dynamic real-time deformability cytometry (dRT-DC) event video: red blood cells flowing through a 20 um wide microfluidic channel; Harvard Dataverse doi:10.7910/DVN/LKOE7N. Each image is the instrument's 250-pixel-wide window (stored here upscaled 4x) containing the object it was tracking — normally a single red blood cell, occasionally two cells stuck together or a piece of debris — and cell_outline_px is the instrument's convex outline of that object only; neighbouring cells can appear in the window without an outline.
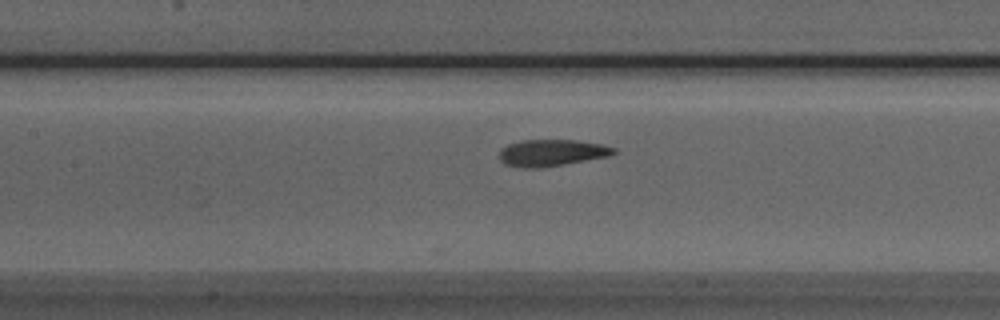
{"species": "Egyptian fruit bat (a non-hibernating species)", "species_latin": "Rousettus aegyptiacus", "temperature_condition": "room temperature", "stored_images_in_passage": 23, "camera_frame_rate_fps": 3000, "um_per_image_px": 0.085, "animal": {"sex": "male"}, "frame": {"image": 1, "passage_image": 11, "time_ms": 3.333, "image_size_px": [1000, 320], "cell_outline_px": [[616, 152], [608, 156], [536, 168], [524, 168], [504, 164], [500, 160], [500, 148], [508, 144], [520, 140], [576, 140], [600, 144], [616, 148]], "centroid_in_image_um": [46.84, 12.97], "position_along_channel_um": 160.6, "area_um2": 17.51}}
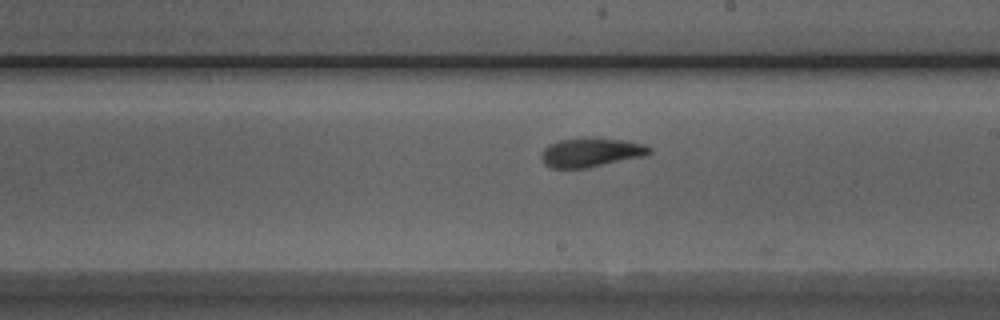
{"frame": {"image": 2, "passage_image": 17, "time_ms": 5.333, "image_size_px": [1000, 320], "cell_outline_px": [[652, 152], [644, 156], [588, 168], [552, 168], [544, 164], [540, 156], [544, 148], [548, 144], [560, 140], [580, 136], [592, 136], [624, 140], [644, 144], [652, 148]], "centroid_in_image_um": [50.22, 12.93], "position_along_channel_um": 238.8, "area_um2": 18.84}}
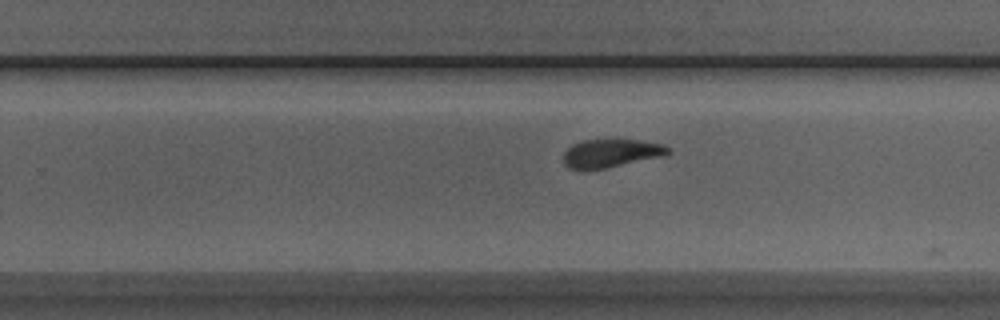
{"frame": {"image": 3, "passage_image": 20, "time_ms": 6.333, "image_size_px": [1000, 320], "cell_outline_px": [[672, 152], [668, 156], [604, 168], [568, 168], [564, 164], [564, 152], [572, 144], [580, 140], [640, 140], [660, 144], [672, 148]], "centroid_in_image_um": [52.01, 13.01], "position_along_channel_um": 277.8, "area_um2": 17.22}}